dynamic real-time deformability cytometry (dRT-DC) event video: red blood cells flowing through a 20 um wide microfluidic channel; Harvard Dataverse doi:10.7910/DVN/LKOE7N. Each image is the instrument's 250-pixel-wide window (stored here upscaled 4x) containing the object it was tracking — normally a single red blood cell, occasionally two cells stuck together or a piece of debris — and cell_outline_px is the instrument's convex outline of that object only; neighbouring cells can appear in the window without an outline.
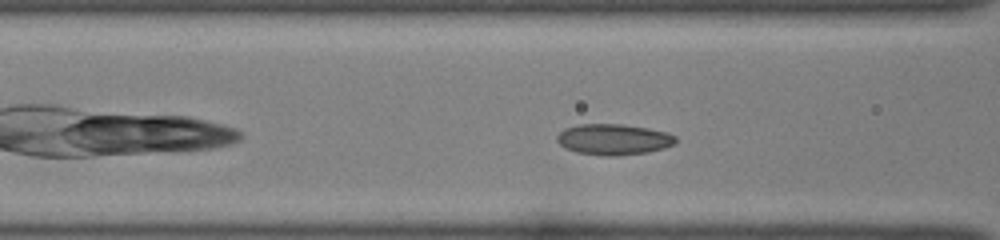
{"species": "common noctule bat (a hibernating species)", "species_latin": "Nyctalus noctula", "temperature_condition": "room temperature", "stored_images_in_passage": 34, "camera_frame_rate_fps": 3000, "um_per_image_px": 0.085, "animal": {"sex": "female", "body_mass_g": 22.0, "forearm_length_mm": 56.7}, "frame": {"image": 1, "passage_image": 5, "time_ms": 1.333, "image_size_px": [1000, 240], "cell_outline_px": [[676, 144], [664, 148], [648, 152], [616, 156], [604, 156], [576, 152], [564, 148], [556, 140], [556, 136], [564, 128], [580, 124], [624, 124], [648, 128], [668, 132], [676, 136]], "centroid_in_image_um": [52.16, 11.85], "position_along_channel_um": 114.4, "area_um2": 21.62}}
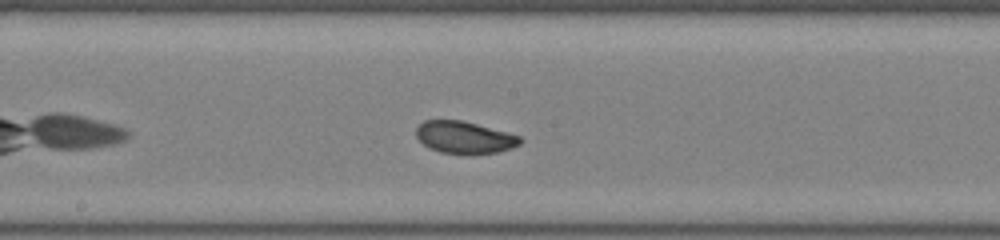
{"frame": {"image": 2, "passage_image": 12, "time_ms": 3.667, "image_size_px": [1000, 240], "cell_outline_px": [[524, 140], [520, 144], [512, 148], [500, 152], [440, 152], [428, 148], [416, 136], [416, 128], [424, 120], [460, 120], [476, 124], [520, 136]], "centroid_in_image_um": [39.47, 11.66], "position_along_channel_um": 208.7, "area_um2": 18.96}}
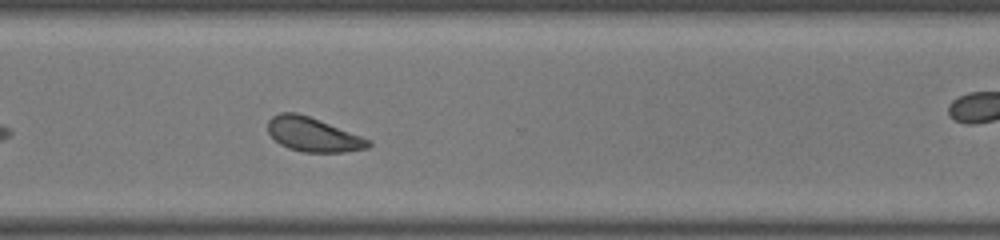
{"frame": {"image": 3, "passage_image": 22, "time_ms": 7.0, "image_size_px": [1000, 240], "cell_outline_px": [[372, 144], [368, 148], [344, 152], [304, 152], [288, 148], [280, 144], [268, 132], [268, 120], [272, 116], [280, 112], [296, 112], [308, 116], [372, 140]], "centroid_in_image_um": [26.61, 11.44], "position_along_channel_um": 344.0, "area_um2": 19.88}, "authors_computed_cell_mechanics": {"area_um2": 20.1144, "velocity_mm_per_s": 4.0539, "shape_relaxation_time_tau1_ms": 4.0222, "shape_relaxation_time_tau2_ms": 1.6775, "deformation_change_tau1": 0.082, "deformation_change_tau2": 0.073}}